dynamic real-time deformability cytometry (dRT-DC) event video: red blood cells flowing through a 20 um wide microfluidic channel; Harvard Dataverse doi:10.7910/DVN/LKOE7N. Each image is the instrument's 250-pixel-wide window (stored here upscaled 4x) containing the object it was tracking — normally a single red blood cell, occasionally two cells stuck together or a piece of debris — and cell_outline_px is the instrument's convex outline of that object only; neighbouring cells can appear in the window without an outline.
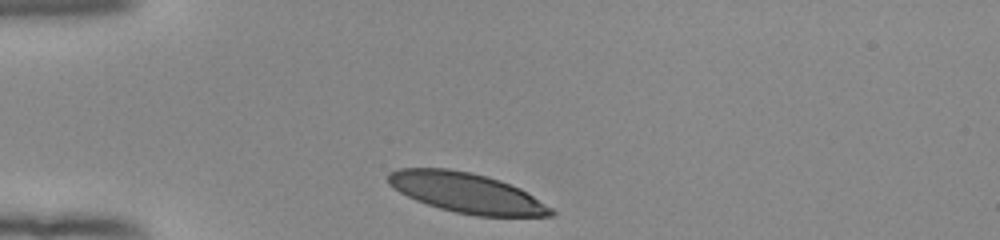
{"species": "human", "species_latin": "Homo sapiens", "temperature_condition": "room temperature", "stored_images_in_passage": 31, "camera_frame_rate_fps": 3000, "um_per_image_px": 0.085, "donor": {"sex": "female"}, "frame": {"image": 1, "passage_image": 1, "time_ms": 0.0, "image_size_px": [1000, 240], "cell_outline_px": [[556, 212], [552, 216], [476, 216], [456, 212], [440, 208], [416, 200], [400, 192], [388, 184], [388, 172], [400, 168], [448, 168], [472, 172], [500, 180], [520, 188], [552, 208]], "centroid_in_image_um": [39.66, 16.38], "position_along_channel_um": 45.3, "area_um2": 37.8}}
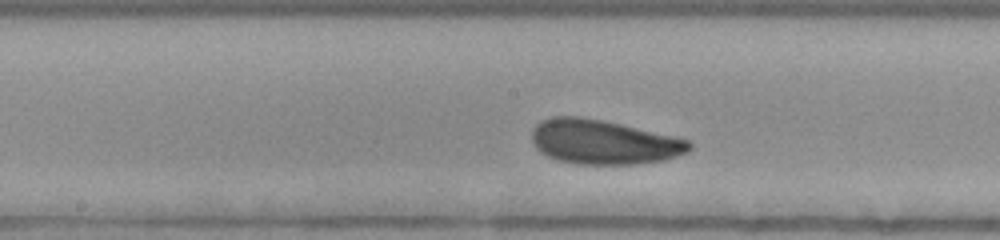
{"frame": {"image": 2, "passage_image": 15, "time_ms": 4.667, "image_size_px": [1000, 240], "cell_outline_px": [[692, 148], [688, 152], [664, 160], [636, 164], [576, 164], [560, 160], [548, 156], [540, 152], [536, 148], [532, 140], [532, 128], [540, 120], [552, 116], [576, 116], [600, 120], [620, 124], [672, 136], [688, 140], [692, 144]], "centroid_in_image_um": [51.27, 12.07], "position_along_channel_um": 196.9, "area_um2": 40.58}}
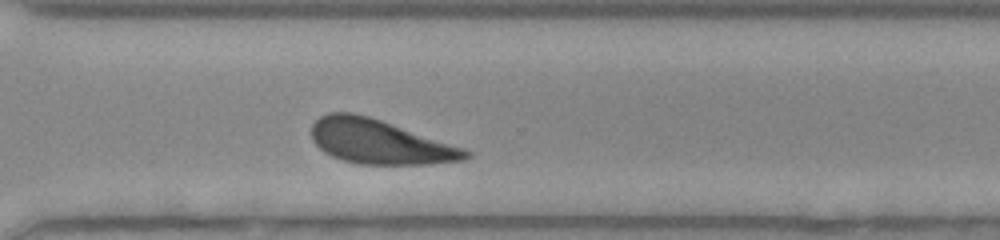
{"frame": {"image": 3, "passage_image": 26, "time_ms": 8.333, "image_size_px": [1000, 240], "cell_outline_px": [[472, 156], [464, 160], [428, 164], [360, 164], [344, 160], [332, 156], [324, 152], [312, 140], [312, 124], [320, 116], [328, 112], [352, 112], [368, 116], [464, 148], [472, 152]], "centroid_in_image_um": [32.26, 12.05], "position_along_channel_um": 338.3, "area_um2": 39.48}, "authors_computed_cell_mechanics": {"area_um2": 40.171, "velocity_mm_per_s": 3.8552, "shape_relaxation_time_tau1_ms": 1.9736, "shape_relaxation_time_tau2_ms": 6.8194, "deformation_change_tau1": 0.1077, "deformation_change_tau2": 0.1654}}